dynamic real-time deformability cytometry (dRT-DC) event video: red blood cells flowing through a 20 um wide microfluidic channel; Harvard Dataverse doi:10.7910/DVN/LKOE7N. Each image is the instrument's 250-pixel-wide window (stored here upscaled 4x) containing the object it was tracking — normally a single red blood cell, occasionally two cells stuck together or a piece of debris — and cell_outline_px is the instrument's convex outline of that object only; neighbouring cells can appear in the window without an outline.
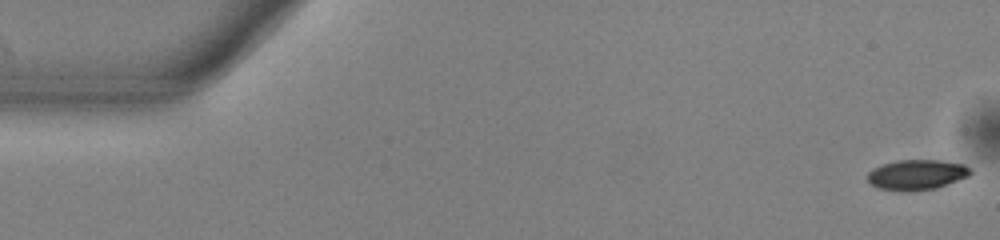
{"species": "common noctule bat (a hibernating species)", "species_latin": "Nyctalus noctula", "temperature_condition": "warm", "stored_images_in_passage": 25, "camera_frame_rate_fps": 3000, "um_per_image_px": 0.085, "animal": {"sex": "male", "body_mass_g": 13.0, "forearm_length_mm": 53.1}, "frame": {"image": 1, "passage_image": 1, "time_ms": 0.0, "image_size_px": [1000, 240], "cell_outline_px": [[972, 172], [968, 176], [936, 188], [912, 192], [908, 192], [876, 188], [868, 180], [868, 172], [872, 168], [896, 160], [940, 160], [964, 164]], "centroid_in_image_um": [77.9, 14.86], "position_along_channel_um": 7.1, "area_um2": 18.15}}
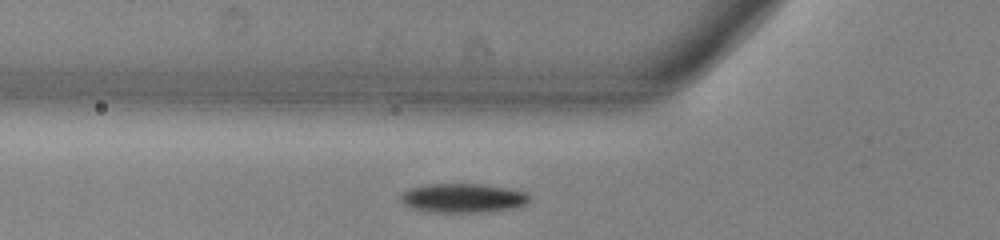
{"frame": {"image": 2, "passage_image": 18, "time_ms": 5.667, "image_size_px": [1000, 240], "cell_outline_px": [[528, 200], [524, 204], [512, 208], [484, 212], [432, 212], [412, 208], [404, 204], [400, 200], [400, 196], [408, 188], [428, 184], [484, 184], [508, 188], [528, 192]], "centroid_in_image_um": [39.33, 16.82], "position_along_channel_um": 86.5, "area_um2": 21.79}}
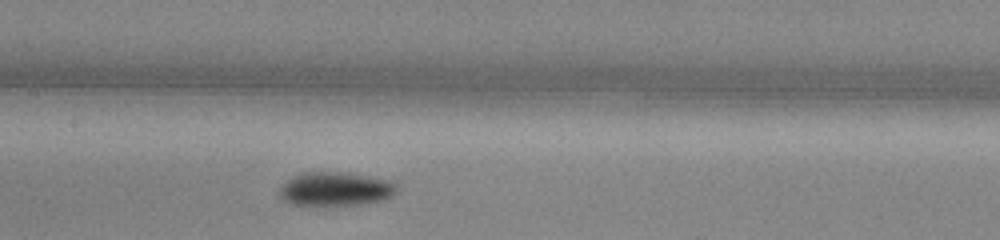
{"frame": {"image": 3, "passage_image": 25, "time_ms": 8.0, "image_size_px": [1000, 240], "cell_outline_px": [[400, 188], [392, 196], [384, 200], [360, 204], [292, 204], [280, 196], [280, 188], [288, 180], [304, 172], [348, 172], [388, 180], [396, 184]], "centroid_in_image_um": [28.59, 16.04], "position_along_channel_um": 178.8, "area_um2": 22.72}}